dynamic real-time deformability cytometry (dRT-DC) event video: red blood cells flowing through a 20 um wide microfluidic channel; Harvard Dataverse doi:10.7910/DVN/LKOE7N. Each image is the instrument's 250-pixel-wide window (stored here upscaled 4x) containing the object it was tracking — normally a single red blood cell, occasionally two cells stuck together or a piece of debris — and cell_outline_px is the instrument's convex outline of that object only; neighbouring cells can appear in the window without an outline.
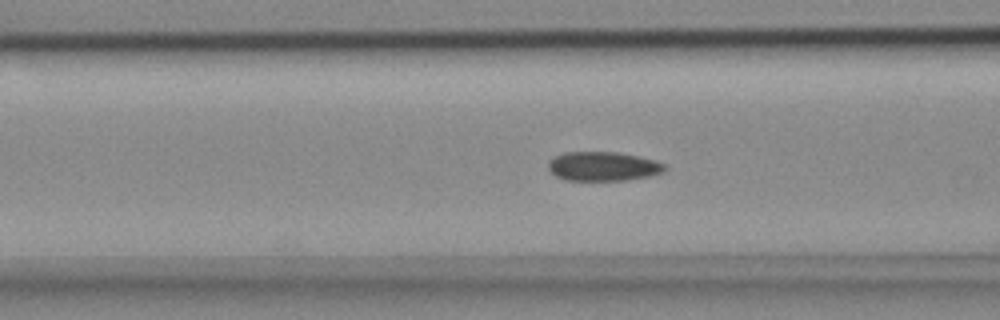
{"species": "common noctule bat (a hibernating species)", "species_latin": "Nyctalus noctula", "temperature_condition": "cold", "stored_images_in_passage": 54, "camera_frame_rate_fps": 3000, "um_per_image_px": 0.085, "animal": {"sex": "female", "body_mass_g": 18.4}, "frame": {"image": 1, "passage_image": 20, "time_ms": 6.333, "image_size_px": [1000, 320], "cell_outline_px": [[668, 168], [664, 172], [648, 176], [628, 180], [564, 180], [556, 176], [548, 168], [548, 160], [564, 152], [616, 152], [656, 160], [668, 164]], "centroid_in_image_um": [51.29, 14.14], "position_along_channel_um": 115.3, "area_um2": 19.94}}
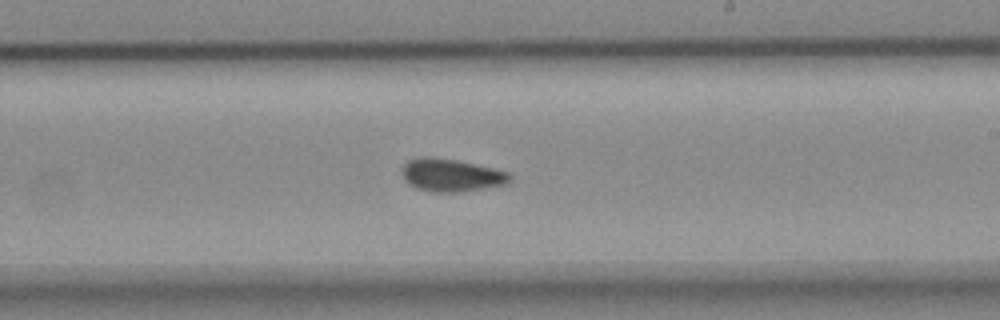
{"frame": {"image": 2, "passage_image": 31, "time_ms": 10.0, "image_size_px": [1000, 320], "cell_outline_px": [[512, 180], [508, 184], [456, 192], [432, 192], [416, 188], [408, 184], [404, 180], [400, 172], [400, 168], [408, 160], [420, 156], [432, 156], [456, 160], [476, 164], [508, 172], [512, 176]], "centroid_in_image_um": [38.3, 14.88], "position_along_channel_um": 250.7, "area_um2": 20.87}}
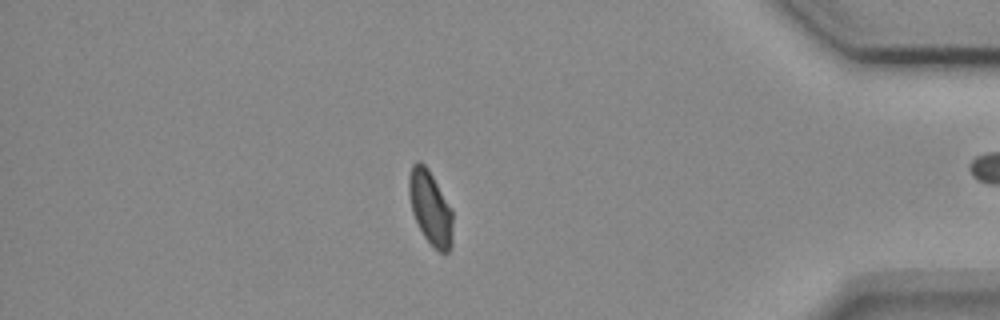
{"frame": {"image": 3, "passage_image": 46, "time_ms": 15.0, "image_size_px": [1000, 320], "cell_outline_px": [[452, 244], [448, 252], [440, 252], [424, 236], [412, 212], [408, 192], [408, 176], [412, 164], [416, 160], [420, 160], [428, 168], [452, 208]], "centroid_in_image_um": [36.57, 17.6], "position_along_channel_um": 398.6, "area_um2": 18.9}, "authors_computed_cell_mechanics": {"area_um2": 20.1722, "velocity_mm_per_s": 3.7027, "shape_relaxation_time_tau1_ms": null, "shape_relaxation_time_tau2_ms": 3.7741, "deformation_change_tau1": null, "deformation_change_tau2": 0.0699}}